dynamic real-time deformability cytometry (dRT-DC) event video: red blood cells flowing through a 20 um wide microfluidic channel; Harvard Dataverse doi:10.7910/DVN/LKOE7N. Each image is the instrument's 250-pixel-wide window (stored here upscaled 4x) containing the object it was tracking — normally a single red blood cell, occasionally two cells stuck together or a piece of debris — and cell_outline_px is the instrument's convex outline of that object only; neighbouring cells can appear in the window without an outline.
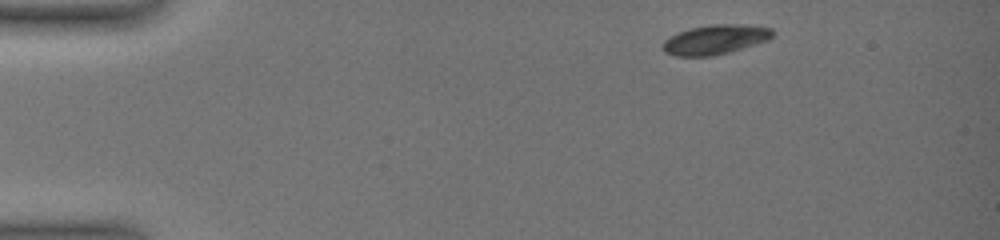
{"species": "common noctule bat (a hibernating species)", "species_latin": "Nyctalus noctula", "temperature_condition": "warm", "stored_images_in_passage": 22, "camera_frame_rate_fps": 3000, "um_per_image_px": 0.085, "animal": {"sex": "female", "body_mass_g": 19.0, "forearm_length_mm": 51.5}, "frame": {"image": 1, "passage_image": 1, "time_ms": 0.0, "image_size_px": [1000, 240], "cell_outline_px": [[772, 36], [768, 40], [756, 44], [728, 52], [712, 56], [676, 56], [664, 52], [660, 48], [660, 44], [668, 36], [676, 32], [708, 24], [744, 24], [772, 28]], "centroid_in_image_um": [60.72, 3.36], "position_along_channel_um": 24.3, "area_um2": 19.13}}
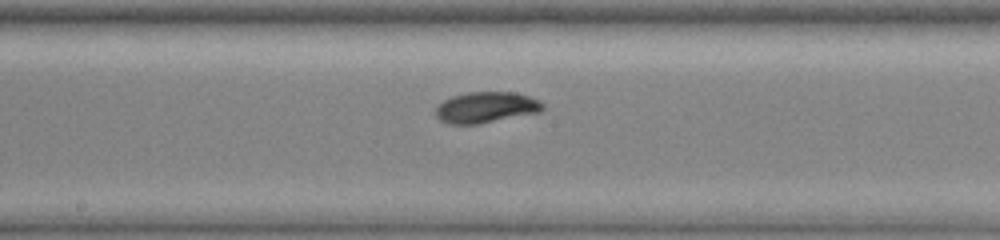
{"frame": {"image": 2, "passage_image": 13, "time_ms": 7.667, "image_size_px": [1000, 240], "cell_outline_px": [[544, 108], [540, 112], [480, 124], [448, 124], [440, 120], [436, 116], [436, 108], [444, 100], [452, 96], [468, 92], [516, 92], [540, 100], [544, 104]], "centroid_in_image_um": [41.34, 9.13], "position_along_channel_um": 206.9, "area_um2": 19.42}}
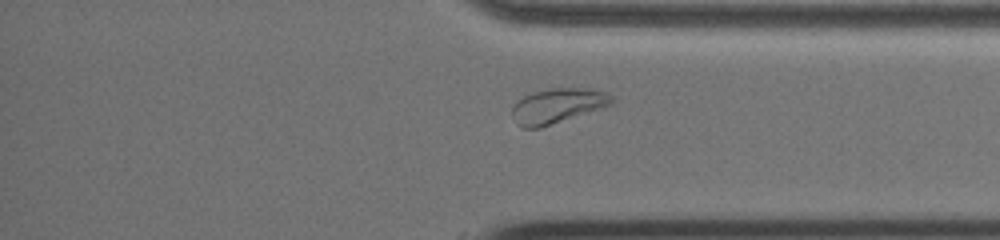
{"frame": {"image": 3, "passage_image": 22, "time_ms": 12.667, "image_size_px": [1000, 240], "cell_outline_px": [[612, 104], [604, 108], [540, 128], [524, 128], [520, 124], [512, 112], [512, 108], [524, 96], [532, 92], [552, 88], [576, 88], [608, 92], [612, 96]], "centroid_in_image_um": [47.44, 8.99], "position_along_channel_um": 387.8, "area_um2": 19.88}}